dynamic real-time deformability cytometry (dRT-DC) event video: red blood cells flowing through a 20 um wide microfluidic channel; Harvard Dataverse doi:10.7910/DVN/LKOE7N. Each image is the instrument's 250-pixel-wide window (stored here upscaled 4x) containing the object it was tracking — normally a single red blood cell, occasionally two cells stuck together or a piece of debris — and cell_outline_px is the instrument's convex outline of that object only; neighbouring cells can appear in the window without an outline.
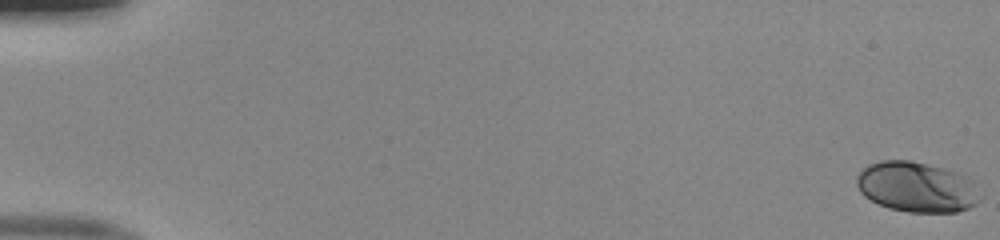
{"species": "human", "species_latin": "Homo sapiens", "temperature_condition": "room temperature", "stored_images_in_passage": 53, "camera_frame_rate_fps": 3000, "um_per_image_px": 0.085, "donor": {"sex": "male"}, "frame": {"image": 1, "passage_image": 1, "time_ms": 0.0, "image_size_px": [1000, 240], "cell_outline_px": [[976, 204], [968, 208], [956, 212], [908, 212], [888, 208], [864, 196], [860, 192], [856, 184], [856, 176], [868, 164], [880, 160], [908, 160], [940, 168], [968, 176], [972, 180], [976, 200]], "centroid_in_image_um": [77.83, 15.9], "position_along_channel_um": 7.2, "area_um2": 35.55}}
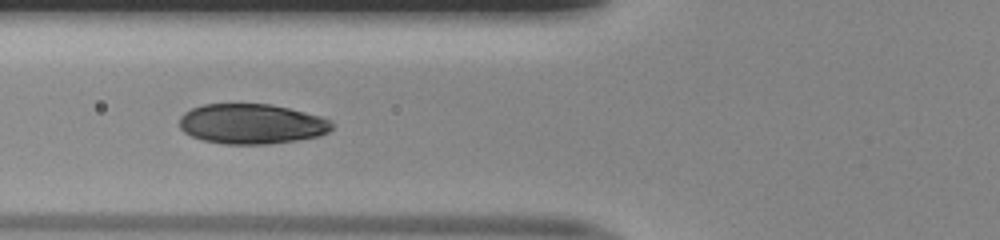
{"frame": {"image": 2, "passage_image": 22, "time_ms": 7.0, "image_size_px": [1000, 240], "cell_outline_px": [[332, 128], [328, 132], [320, 136], [296, 140], [268, 144], [224, 144], [204, 140], [192, 136], [184, 132], [180, 128], [180, 116], [184, 112], [192, 108], [204, 104], [272, 104], [320, 116], [332, 120]], "centroid_in_image_um": [21.39, 10.53], "position_along_channel_um": 104.4, "area_um2": 35.6}}
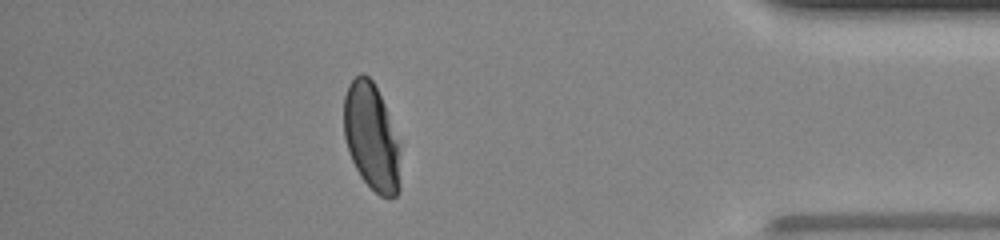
{"frame": {"image": 3, "passage_image": 47, "time_ms": 15.333, "image_size_px": [1000, 240], "cell_outline_px": [[400, 192], [396, 196], [380, 196], [360, 176], [352, 160], [344, 136], [344, 96], [348, 84], [360, 72], [364, 72], [372, 80], [384, 104], [400, 144]], "centroid_in_image_um": [31.59, 11.64], "position_along_channel_um": 403.6, "area_um2": 35.26}, "authors_computed_cell_mechanics": {"area_um2": 35.8938, "velocity_mm_per_s": 4.0025, "shape_relaxation_time_tau1_ms": 4.0734, "shape_relaxation_time_tau2_ms": null, "deformation_change_tau1": 0.1792, "deformation_change_tau2": null}}